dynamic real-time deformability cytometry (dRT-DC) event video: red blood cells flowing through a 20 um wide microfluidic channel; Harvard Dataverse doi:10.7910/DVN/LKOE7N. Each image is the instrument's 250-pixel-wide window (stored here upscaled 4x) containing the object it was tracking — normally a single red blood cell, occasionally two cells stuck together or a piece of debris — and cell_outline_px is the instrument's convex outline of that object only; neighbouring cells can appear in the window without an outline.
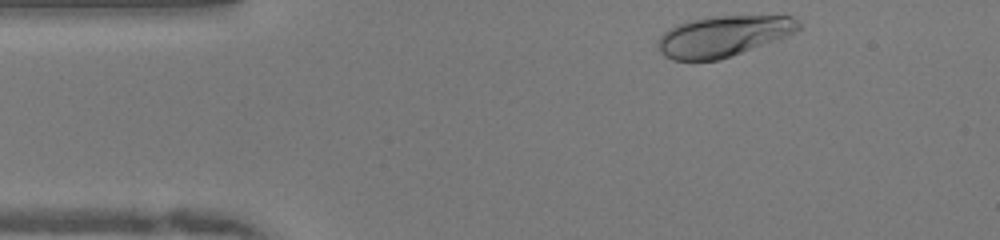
{"species": "human", "species_latin": "Homo sapiens", "temperature_condition": "warm", "stored_images_in_passage": 35, "camera_frame_rate_fps": 3000, "um_per_image_px": 0.085, "donor": {"sex": "female"}, "frame": {"image": 1, "passage_image": 1, "time_ms": 0.0, "image_size_px": [1000, 240], "cell_outline_px": [[800, 28], [796, 32], [788, 36], [732, 56], [720, 60], [672, 60], [664, 56], [660, 52], [656, 44], [660, 36], [668, 28], [676, 24], [688, 20], [712, 16], [792, 16], [800, 24]], "centroid_in_image_um": [61.44, 3.07], "position_along_channel_um": 23.6, "area_um2": 33.64}}
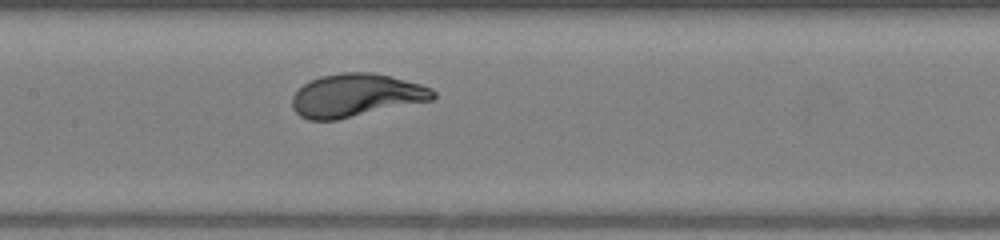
{"frame": {"image": 2, "passage_image": 17, "time_ms": 5.333, "image_size_px": [1000, 240], "cell_outline_px": [[436, 96], [432, 100], [336, 120], [308, 120], [300, 116], [292, 108], [292, 96], [308, 80], [320, 76], [340, 72], [372, 72], [420, 84], [432, 88], [436, 92]], "centroid_in_image_um": [30.24, 8.1], "position_along_channel_um": 177.2, "area_um2": 35.32}}
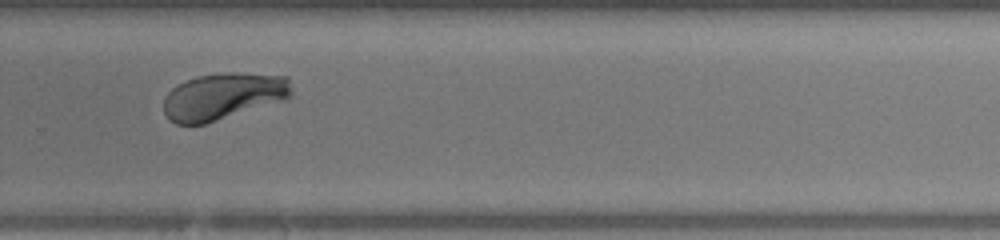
{"frame": {"image": 3, "passage_image": 27, "time_ms": 8.667, "image_size_px": [1000, 240], "cell_outline_px": [[292, 92], [288, 96], [204, 124], [176, 124], [168, 120], [164, 112], [164, 96], [176, 84], [196, 76], [220, 72], [240, 72], [288, 76]], "centroid_in_image_um": [18.87, 8.14], "position_along_channel_um": 310.9, "area_um2": 34.28}, "authors_computed_cell_mechanics": {"area_um2": 34.68, "velocity_mm_per_s": 4.0326, "shape_relaxation_time_tau1_ms": 2.5594, "shape_relaxation_time_tau2_ms": null, "deformation_change_tau1": 0.1821, "deformation_change_tau2": null}}